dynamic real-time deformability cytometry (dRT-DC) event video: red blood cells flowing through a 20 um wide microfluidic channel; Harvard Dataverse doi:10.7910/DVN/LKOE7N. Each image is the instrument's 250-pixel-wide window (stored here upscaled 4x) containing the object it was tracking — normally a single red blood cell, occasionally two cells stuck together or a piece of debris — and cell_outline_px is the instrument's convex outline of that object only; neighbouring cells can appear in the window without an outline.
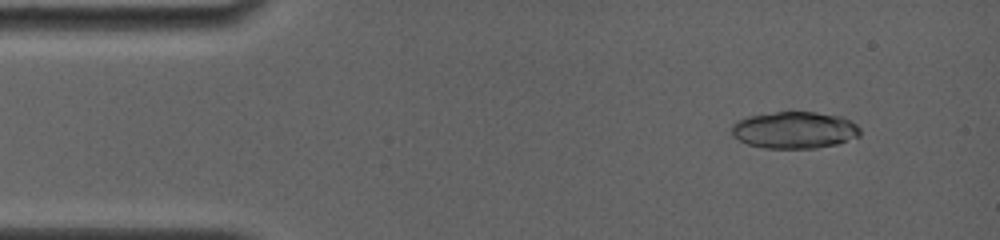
{"species": "common noctule bat (a hibernating species)", "species_latin": "Nyctalus noctula", "temperature_condition": "room temperature", "stored_images_in_passage": 10, "camera_frame_rate_fps": 4000, "um_per_image_px": 0.085, "animal": {"sex": "female", "body_mass_g": 19.0, "forearm_length_mm": 56.7}, "frame": {"image": 1, "passage_image": 1, "time_ms": 0.0, "image_size_px": [1000, 240], "cell_outline_px": [[860, 136], [836, 144], [816, 148], [764, 148], [748, 144], [732, 136], [732, 124], [736, 120], [748, 116], [776, 112], [812, 112], [836, 116], [848, 120], [860, 128]], "centroid_in_image_um": [67.49, 11.06], "position_along_channel_um": 17.5, "area_um2": 27.34}}